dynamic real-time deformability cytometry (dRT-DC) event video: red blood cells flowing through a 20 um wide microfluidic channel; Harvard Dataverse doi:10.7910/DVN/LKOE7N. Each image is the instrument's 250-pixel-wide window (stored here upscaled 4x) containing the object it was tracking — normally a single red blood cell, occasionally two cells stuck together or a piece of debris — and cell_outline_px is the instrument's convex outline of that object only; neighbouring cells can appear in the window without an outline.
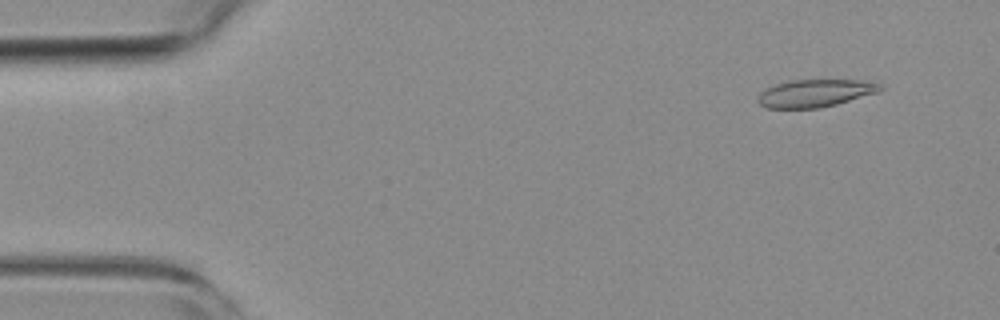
{"species": "common noctule bat (a hibernating species)", "species_latin": "Nyctalus noctula", "temperature_condition": "room temperature", "stored_images_in_passage": 53, "camera_frame_rate_fps": 3000, "um_per_image_px": 0.085, "animal": {"sex": "female", "body_mass_g": 19.3, "forearm_length_mm": 54.1}, "frame": {"image": 1, "passage_image": 4, "time_ms": 1.0, "image_size_px": [1000, 320], "cell_outline_px": [[884, 88], [876, 92], [836, 104], [820, 108], [764, 108], [756, 100], [756, 96], [760, 92], [776, 84], [788, 80], [860, 80], [884, 84]], "centroid_in_image_um": [69.25, 7.92], "position_along_channel_um": 15.8, "area_um2": 19.65}}
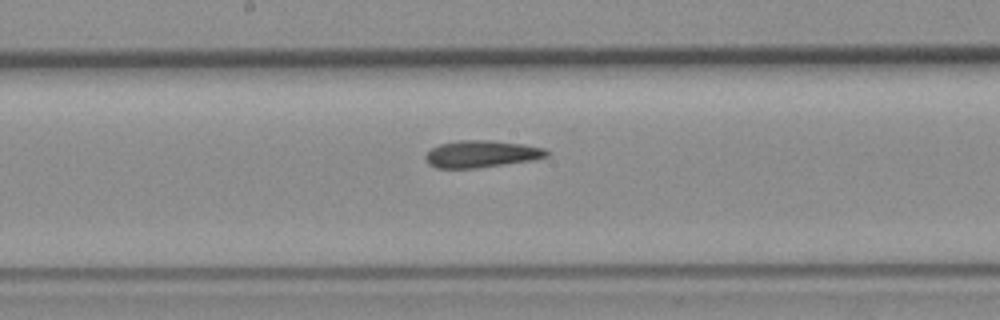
{"frame": {"image": 2, "passage_image": 27, "time_ms": 8.667, "image_size_px": [1000, 320], "cell_outline_px": [[548, 156], [536, 160], [476, 168], [436, 168], [428, 164], [424, 160], [424, 156], [432, 148], [440, 144], [456, 140], [492, 140], [524, 144], [544, 148], [548, 152]], "centroid_in_image_um": [40.92, 13.09], "position_along_channel_um": 207.3, "area_um2": 19.31}}
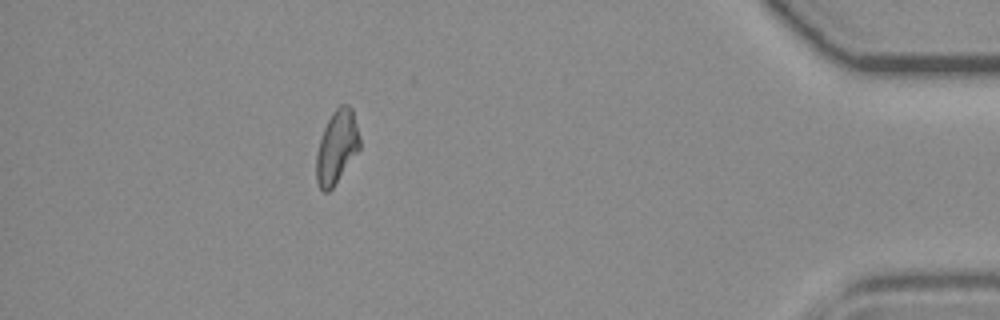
{"frame": {"image": 3, "passage_image": 47, "time_ms": 15.333, "image_size_px": [1000, 320], "cell_outline_px": [[360, 148], [332, 188], [328, 192], [324, 192], [320, 188], [316, 180], [316, 152], [324, 128], [332, 112], [340, 104], [348, 104], [352, 108], [360, 136]], "centroid_in_image_um": [28.62, 12.47], "position_along_channel_um": 406.6, "area_um2": 18.44}, "authors_computed_cell_mechanics": {"area_um2": 19.3052, "velocity_mm_per_s": 3.8265, "shape_relaxation_time_tau1_ms": null, "shape_relaxation_time_tau2_ms": 3.934, "deformation_change_tau1": null, "deformation_change_tau2": 0.1121}}